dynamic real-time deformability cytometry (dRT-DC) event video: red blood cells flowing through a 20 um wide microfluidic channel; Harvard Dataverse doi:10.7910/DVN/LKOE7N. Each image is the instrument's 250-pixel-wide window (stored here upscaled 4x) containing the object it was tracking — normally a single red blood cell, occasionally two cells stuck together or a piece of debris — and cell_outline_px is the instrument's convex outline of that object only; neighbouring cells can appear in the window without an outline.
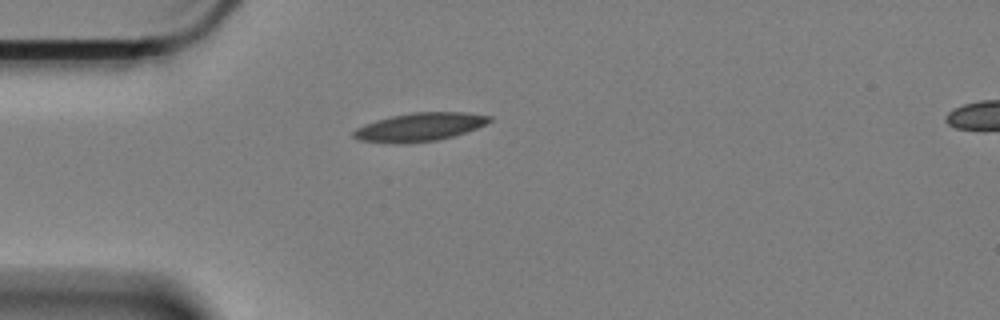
{"species": "Egyptian fruit bat (a non-hibernating species)", "species_latin": "Rousettus aegyptiacus", "temperature_condition": "cold", "stored_images_in_passage": 45, "camera_frame_rate_fps": 3000, "um_per_image_px": 0.085, "animal": {"sex": "female"}, "frame": {"image": 1, "passage_image": 1, "time_ms": 0.0, "image_size_px": [1000, 320], "cell_outline_px": [[492, 120], [476, 128], [452, 136], [436, 140], [408, 144], [396, 144], [360, 140], [352, 136], [352, 132], [356, 128], [364, 124], [376, 120], [392, 116], [412, 112], [468, 112], [492, 116]], "centroid_in_image_um": [35.64, 10.8], "position_along_channel_um": 49.4, "area_um2": 22.48}}
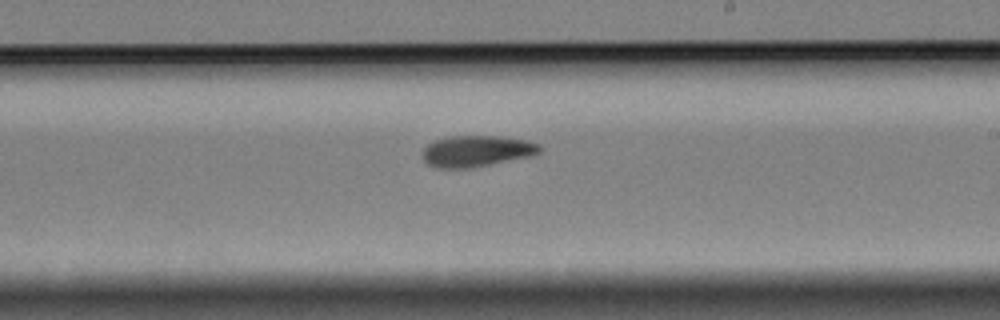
{"frame": {"image": 2, "passage_image": 20, "time_ms": 6.333, "image_size_px": [1000, 320], "cell_outline_px": [[544, 148], [540, 152], [532, 156], [472, 168], [436, 168], [428, 164], [424, 160], [424, 148], [428, 144], [436, 140], [452, 136], [504, 136], [528, 140], [540, 144]], "centroid_in_image_um": [40.59, 12.84], "position_along_channel_um": 248.4, "area_um2": 21.5}}
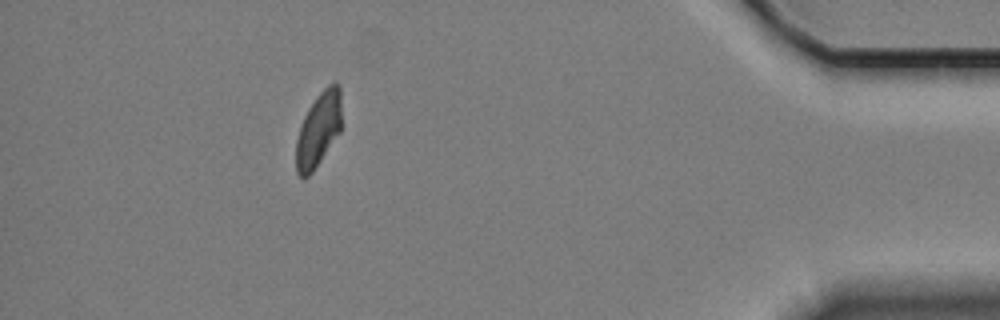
{"frame": {"image": 3, "passage_image": 39, "time_ms": 12.667, "image_size_px": [1000, 320], "cell_outline_px": [[340, 132], [312, 172], [308, 176], [300, 176], [296, 172], [296, 140], [304, 116], [308, 108], [316, 96], [328, 84], [336, 80], [340, 84]], "centroid_in_image_um": [27.07, 10.97], "position_along_channel_um": 408.1, "area_um2": 19.54}, "authors_computed_cell_mechanics": {"area_um2": 21.4438, "velocity_mm_per_s": 3.3248, "shape_relaxation_time_tau1_ms": 5.7932, "shape_relaxation_time_tau2_ms": null, "deformation_change_tau1": 0.1405, "deformation_change_tau2": null}}